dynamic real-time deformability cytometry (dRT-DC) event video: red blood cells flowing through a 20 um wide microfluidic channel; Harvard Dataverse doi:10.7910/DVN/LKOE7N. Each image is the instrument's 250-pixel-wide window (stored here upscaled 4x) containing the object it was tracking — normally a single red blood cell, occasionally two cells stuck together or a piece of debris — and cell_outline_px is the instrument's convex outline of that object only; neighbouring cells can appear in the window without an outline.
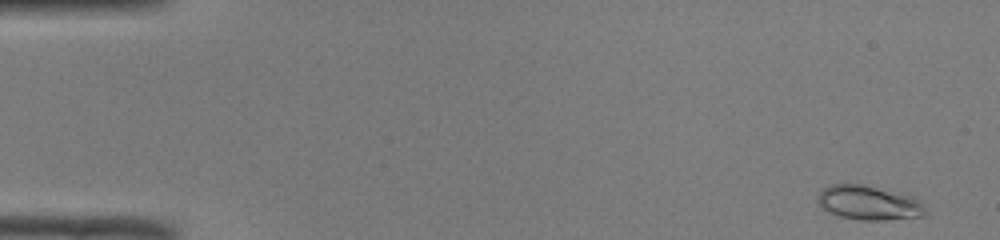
{"species": "common noctule bat (a hibernating species)", "species_latin": "Nyctalus noctula", "temperature_condition": "room temperature", "stored_images_in_passage": 48, "camera_frame_rate_fps": 3000, "um_per_image_px": 0.085, "animal": {"sex": "male", "body_mass_g": 19.0, "forearm_length_mm": 50.8}, "frame": {"image": 1, "passage_image": 1, "time_ms": 0.0, "image_size_px": [1000, 240], "cell_outline_px": [[924, 216], [884, 220], [860, 220], [840, 216], [828, 212], [816, 200], [816, 196], [824, 188], [832, 184], [864, 184], [900, 192], [912, 196], [924, 208]], "centroid_in_image_um": [73.81, 17.23], "position_along_channel_um": 11.2, "area_um2": 21.44}}
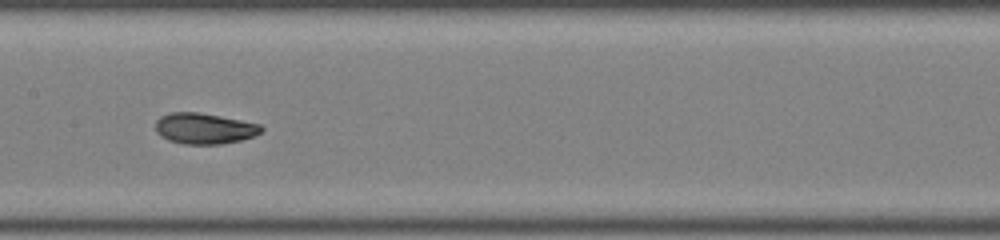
{"frame": {"image": 2, "passage_image": 24, "time_ms": 7.667, "image_size_px": [1000, 240], "cell_outline_px": [[264, 128], [260, 132], [252, 136], [240, 140], [220, 144], [184, 144], [168, 140], [160, 136], [156, 132], [156, 120], [160, 116], [172, 112], [196, 112], [220, 116], [260, 124]], "centroid_in_image_um": [17.33, 10.92], "position_along_channel_um": 190.1, "area_um2": 18.9}}
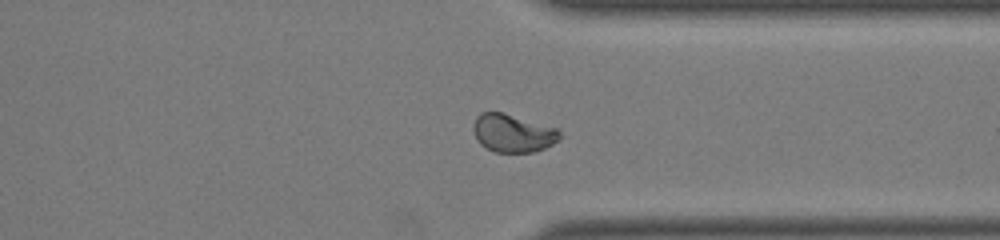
{"frame": {"image": 3, "passage_image": 37, "time_ms": 12.0, "image_size_px": [1000, 240], "cell_outline_px": [[560, 136], [552, 144], [544, 148], [532, 152], [496, 152], [480, 144], [476, 140], [472, 128], [472, 124], [476, 116], [480, 112], [500, 112], [560, 128]], "centroid_in_image_um": [43.56, 11.3], "position_along_channel_um": 367.8, "area_um2": 19.19}, "authors_computed_cell_mechanics": {"area_um2": 19.3341, "velocity_mm_per_s": 4.108, "shape_relaxation_time_tau1_ms": 3.915, "shape_relaxation_time_tau2_ms": 1.0896, "deformation_change_tau1": 0.1437, "deformation_change_tau2": 0.0503}}